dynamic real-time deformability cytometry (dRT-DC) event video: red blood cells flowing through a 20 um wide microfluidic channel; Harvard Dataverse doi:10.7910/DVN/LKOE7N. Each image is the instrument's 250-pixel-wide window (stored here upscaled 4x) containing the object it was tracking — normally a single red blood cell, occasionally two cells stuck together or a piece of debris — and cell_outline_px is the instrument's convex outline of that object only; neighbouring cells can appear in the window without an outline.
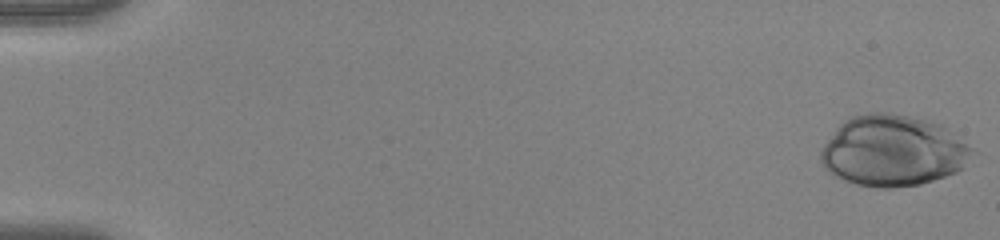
{"species": "human", "species_latin": "Homo sapiens", "temperature_condition": "warm", "stored_images_in_passage": 53, "camera_frame_rate_fps": 3000, "um_per_image_px": 0.085, "donor": {"sex": "female"}, "frame": {"image": 1, "passage_image": 1, "time_ms": 0.0, "image_size_px": [1000, 240], "cell_outline_px": [[980, 152], [956, 172], [920, 184], [892, 188], [880, 188], [856, 184], [832, 176], [828, 172], [820, 160], [820, 152], [824, 144], [836, 128], [844, 120], [852, 116], [872, 112], [892, 112], [940, 124], [976, 148]], "centroid_in_image_um": [75.93, 12.82], "position_along_channel_um": 9.1, "area_um2": 63.06}}
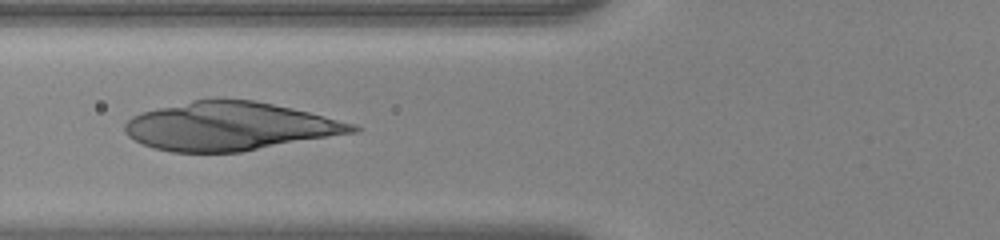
{"frame": {"image": 2, "passage_image": 22, "time_ms": 7.0, "image_size_px": [1000, 240], "cell_outline_px": [[364, 128], [356, 132], [240, 152], [172, 152], [152, 148], [128, 136], [124, 132], [124, 124], [132, 116], [140, 112], [192, 100], [252, 100], [292, 108], [356, 124]], "centroid_in_image_um": [19.51, 10.74], "position_along_channel_um": 106.3, "area_um2": 63.7}}
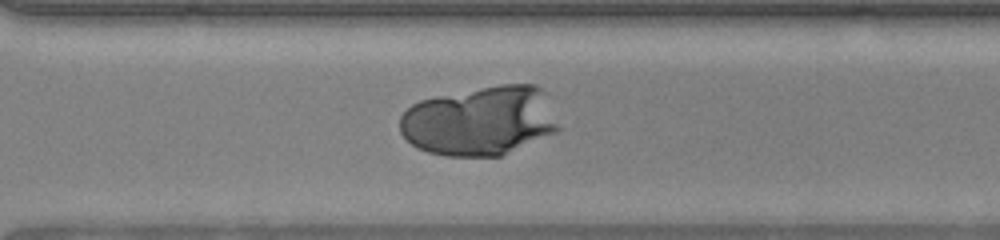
{"frame": {"image": 3, "passage_image": 39, "time_ms": 12.667, "image_size_px": [1000, 240], "cell_outline_px": [[560, 128], [556, 132], [500, 156], [444, 156], [428, 152], [416, 148], [400, 132], [400, 116], [412, 104], [420, 100], [436, 96], [500, 84], [536, 84], [544, 92]], "centroid_in_image_um": [40.78, 10.28], "position_along_channel_um": 329.8, "area_um2": 64.1}}